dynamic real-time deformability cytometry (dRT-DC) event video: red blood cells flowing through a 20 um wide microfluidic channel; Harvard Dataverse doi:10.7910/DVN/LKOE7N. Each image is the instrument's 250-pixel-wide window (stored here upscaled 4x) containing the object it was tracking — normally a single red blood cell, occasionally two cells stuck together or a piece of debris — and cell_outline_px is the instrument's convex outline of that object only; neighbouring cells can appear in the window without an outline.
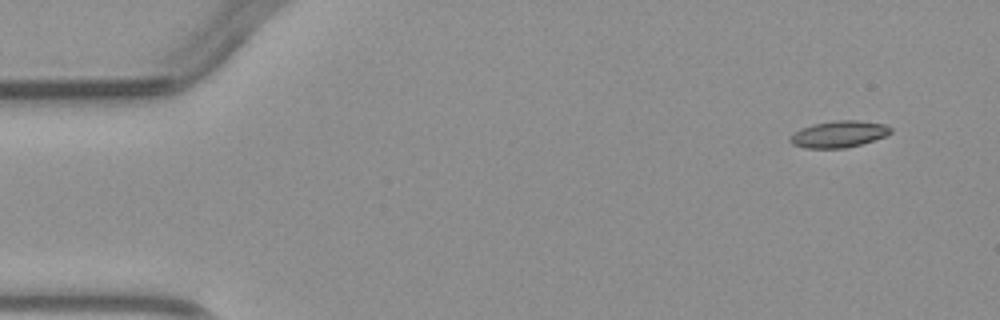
{"species": "common noctule bat (a hibernating species)", "species_latin": "Nyctalus noctula", "temperature_condition": "warm", "stored_images_in_passage": 4, "camera_frame_rate_fps": 3000, "um_per_image_px": 0.085, "animal": {"sex": "male", "body_mass_g": 23.1, "forearm_length_mm": 52.7}, "frame": {"image": 1, "passage_image": 1, "time_ms": 0.0, "image_size_px": [1000, 320], "cell_outline_px": [[892, 132], [884, 136], [860, 144], [844, 148], [804, 148], [792, 144], [788, 140], [796, 132], [812, 124], [836, 120], [856, 120], [884, 124], [892, 128]], "centroid_in_image_um": [71.3, 11.4], "position_along_channel_um": 13.7, "area_um2": 15.32}}
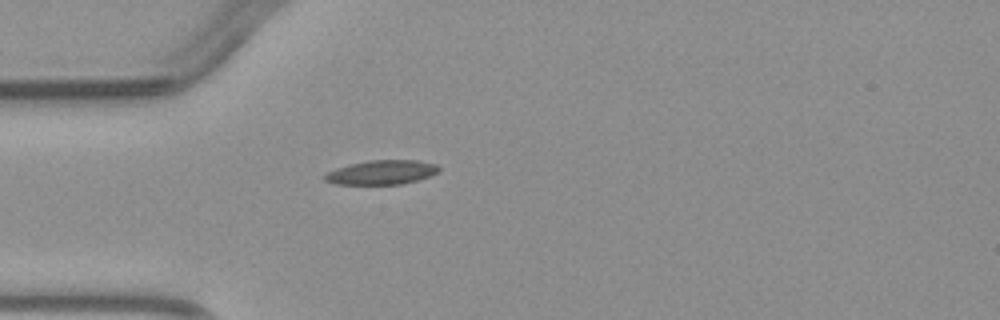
{"frame": {"image": 2, "passage_image": 4, "time_ms": 3.333, "image_size_px": [1000, 320], "cell_outline_px": [[440, 172], [416, 180], [400, 184], [336, 184], [324, 180], [324, 176], [328, 172], [336, 168], [348, 164], [368, 160], [416, 160], [436, 164], [440, 168]], "centroid_in_image_um": [32.44, 14.64], "position_along_channel_um": 52.6, "area_um2": 16.07}}